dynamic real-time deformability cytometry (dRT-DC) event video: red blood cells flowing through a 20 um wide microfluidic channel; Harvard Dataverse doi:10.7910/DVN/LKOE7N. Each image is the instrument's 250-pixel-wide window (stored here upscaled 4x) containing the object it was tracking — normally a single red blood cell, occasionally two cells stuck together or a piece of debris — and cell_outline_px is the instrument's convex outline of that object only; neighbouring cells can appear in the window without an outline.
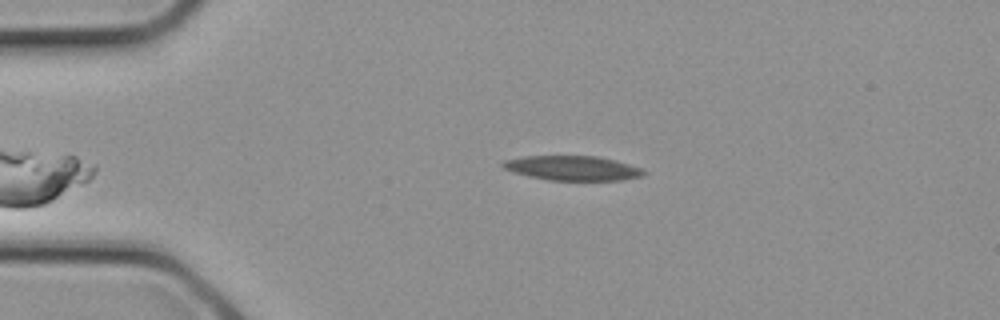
{"species": "common noctule bat (a hibernating species)", "species_latin": "Nyctalus noctula", "temperature_condition": "cold", "stored_images_in_passage": 1, "camera_frame_rate_fps": 3000, "um_per_image_px": 0.085, "animal": {"sex": "female", "body_mass_g": 21.9}, "frame": {"image": 1, "passage_image": 1, "time_ms": 0.0, "image_size_px": [1000, 320], "cell_outline_px": [[648, 172], [644, 176], [620, 180], [548, 180], [528, 176], [512, 172], [504, 168], [500, 164], [504, 160], [524, 156], [596, 156], [616, 160], [640, 168]], "centroid_in_image_um": [48.66, 14.29], "position_along_channel_um": 36.3, "area_um2": 20.23}}